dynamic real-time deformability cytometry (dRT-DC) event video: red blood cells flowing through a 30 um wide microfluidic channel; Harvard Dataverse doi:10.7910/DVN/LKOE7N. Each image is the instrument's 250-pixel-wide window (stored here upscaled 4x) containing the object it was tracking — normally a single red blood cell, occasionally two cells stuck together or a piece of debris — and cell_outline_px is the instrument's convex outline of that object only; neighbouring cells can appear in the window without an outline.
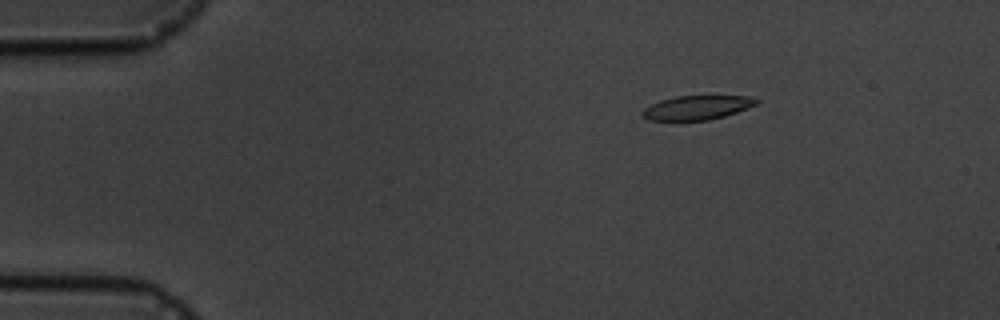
{"species": "common noctule bat (a hibernating species)", "species_latin": "Nyctalus noctula", "temperature_condition": "cold", "stored_images_in_passage": 5, "camera_frame_rate_fps": 3000, "um_per_image_px": 0.085, "animal": {"sex": "male", "body_mass_g": 19.5, "forearm_length_mm": 54.6}, "frame": {"image": 1, "passage_image": 3, "time_ms": 2.333, "image_size_px": [1000, 320], "cell_outline_px": [[760, 100], [756, 104], [736, 112], [724, 116], [708, 120], [648, 120], [640, 112], [644, 108], [660, 100], [676, 96], [748, 96]], "centroid_in_image_um": [59.22, 9.14], "position_along_channel_um": 25.8, "area_um2": 15.84}}